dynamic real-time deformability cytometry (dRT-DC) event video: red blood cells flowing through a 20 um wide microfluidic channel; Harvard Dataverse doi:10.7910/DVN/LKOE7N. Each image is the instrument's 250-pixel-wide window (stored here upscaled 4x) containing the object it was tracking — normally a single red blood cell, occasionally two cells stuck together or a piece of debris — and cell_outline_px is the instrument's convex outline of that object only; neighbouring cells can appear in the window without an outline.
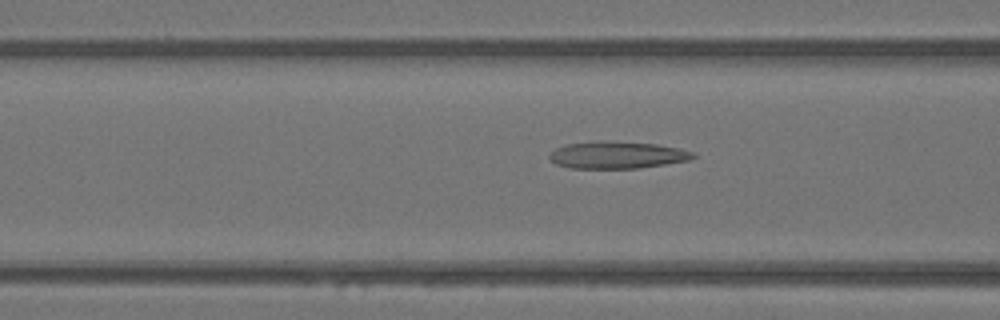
{"species": "Egyptian fruit bat (a non-hibernating species)", "species_latin": "Rousettus aegyptiacus", "temperature_condition": "warm", "stored_images_in_passage": 31, "camera_frame_rate_fps": 3000, "um_per_image_px": 0.085, "animal": {"sex": "female"}, "frame": {"image": 1, "passage_image": 11, "time_ms": 3.333, "image_size_px": [1000, 320], "cell_outline_px": [[696, 156], [688, 160], [640, 168], [568, 168], [556, 164], [548, 156], [556, 148], [568, 144], [600, 140], [604, 140], [656, 144], [680, 148], [696, 152]], "centroid_in_image_um": [52.48, 13.17], "position_along_channel_um": 114.1, "area_um2": 22.72}}
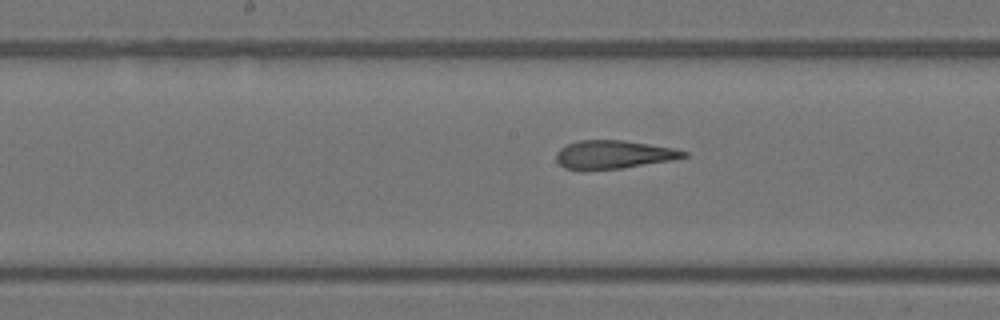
{"frame": {"image": 2, "passage_image": 17, "time_ms": 5.333, "image_size_px": [1000, 320], "cell_outline_px": [[688, 156], [672, 160], [620, 168], [584, 172], [580, 172], [564, 168], [556, 160], [556, 152], [560, 148], [568, 144], [580, 140], [624, 140], [676, 148], [688, 152]], "centroid_in_image_um": [52.11, 13.16], "position_along_channel_um": 196.1, "area_um2": 21.5}}
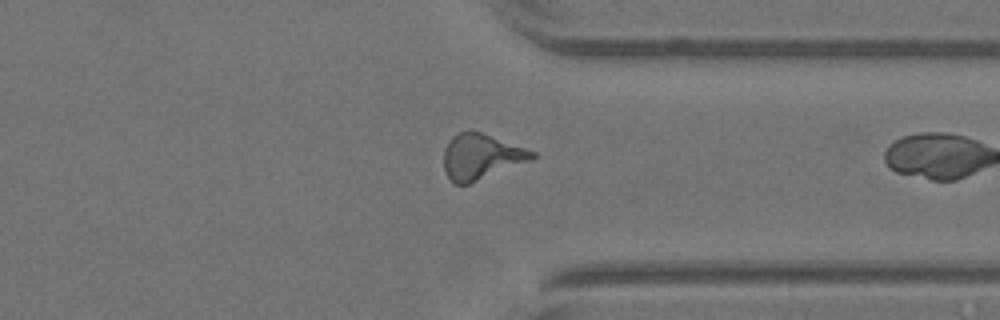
{"frame": {"image": 3, "passage_image": 30, "time_ms": 9.667, "image_size_px": [1000, 320], "cell_outline_px": [[536, 156], [532, 160], [468, 184], [456, 184], [448, 176], [444, 168], [444, 148], [448, 140], [452, 136], [468, 128], [480, 132], [536, 152]], "centroid_in_image_um": [40.87, 13.29], "position_along_channel_um": 370.5, "area_um2": 23.29}}